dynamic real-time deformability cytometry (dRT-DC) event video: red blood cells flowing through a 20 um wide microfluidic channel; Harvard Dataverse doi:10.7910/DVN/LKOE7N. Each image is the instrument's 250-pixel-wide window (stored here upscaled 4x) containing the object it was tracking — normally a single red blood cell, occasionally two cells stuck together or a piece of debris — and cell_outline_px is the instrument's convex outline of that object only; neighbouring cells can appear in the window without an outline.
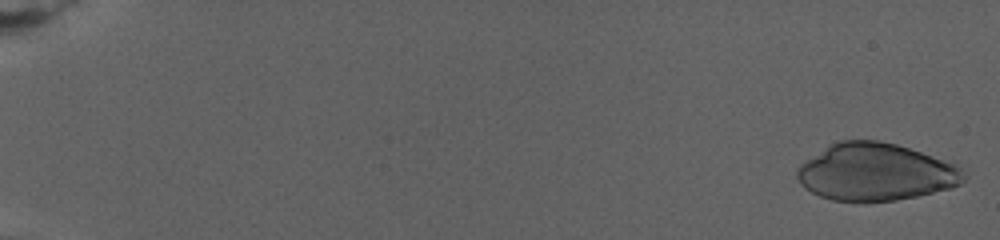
{"species": "human", "species_latin": "Homo sapiens", "temperature_condition": "warm", "stored_images_in_passage": 30, "camera_frame_rate_fps": 3000, "um_per_image_px": 0.085, "donor": {"sex": "female"}, "frame": {"image": 1, "passage_image": 1, "time_ms": 0.0, "image_size_px": [1000, 240], "cell_outline_px": [[968, 176], [960, 184], [952, 188], [916, 196], [896, 200], [832, 200], [820, 196], [812, 192], [796, 176], [796, 172], [800, 164], [828, 144], [840, 140], [880, 140], [896, 144], [932, 156], [952, 164], [960, 168]], "centroid_in_image_um": [74.43, 14.61], "position_along_channel_um": 10.6, "area_um2": 54.97}}
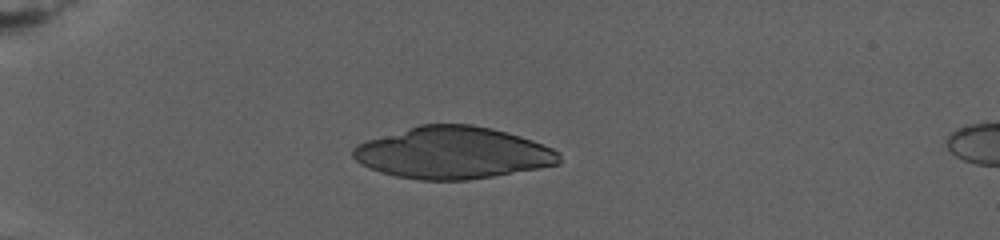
{"frame": {"image": 2, "passage_image": 21, "time_ms": 7.333, "image_size_px": [1000, 240], "cell_outline_px": [[560, 164], [540, 168], [468, 180], [420, 180], [396, 176], [380, 172], [368, 168], [360, 164], [352, 156], [352, 148], [356, 144], [368, 140], [420, 124], [472, 124], [492, 128], [520, 136], [532, 140], [552, 148], [560, 152]], "centroid_in_image_um": [38.48, 12.99], "position_along_channel_um": 46.5, "area_um2": 62.42}}